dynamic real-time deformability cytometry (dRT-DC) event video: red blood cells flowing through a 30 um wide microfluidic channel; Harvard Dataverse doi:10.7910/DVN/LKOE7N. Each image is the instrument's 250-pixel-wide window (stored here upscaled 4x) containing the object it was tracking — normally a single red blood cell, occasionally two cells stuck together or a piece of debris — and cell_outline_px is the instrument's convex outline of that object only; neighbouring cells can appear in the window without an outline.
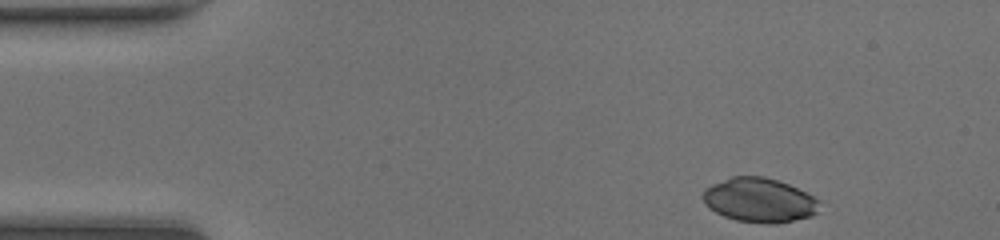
{"species": "common noctule bat (a hibernating species)", "species_latin": "Nyctalus noctula", "temperature_condition": "room temperature", "stored_images_in_passage": 43, "camera_frame_rate_fps": 3000, "um_per_image_px": 0.085, "animal": {"sex": "female", "body_mass_g": 20.0, "forearm_length_mm": 54.0}, "frame": {"image": 1, "passage_image": 1, "time_ms": 0.0, "image_size_px": [1000, 240], "cell_outline_px": [[820, 212], [812, 216], [776, 224], [768, 224], [736, 220], [724, 216], [708, 208], [704, 204], [700, 196], [704, 188], [712, 184], [732, 176], [764, 176], [780, 180], [812, 196], [816, 200]], "centroid_in_image_um": [64.49, 17.01], "position_along_channel_um": 20.5, "area_um2": 30.29}}
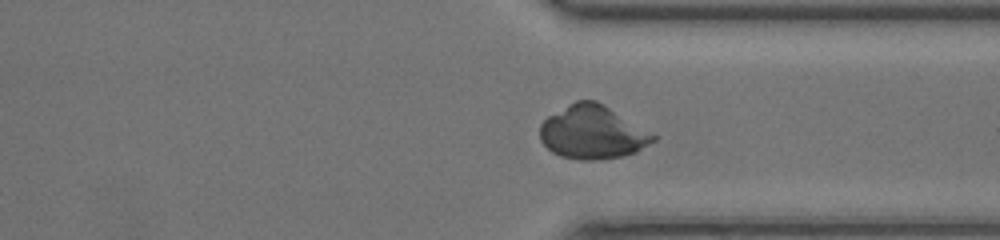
{"frame": {"image": 2, "passage_image": 31, "time_ms": 10.0, "image_size_px": [1000, 240], "cell_outline_px": [[656, 140], [636, 152], [624, 156], [596, 160], [580, 160], [560, 156], [552, 152], [540, 140], [540, 124], [548, 116], [568, 104], [576, 100], [596, 100], [604, 104], [656, 136]], "centroid_in_image_um": [50.34, 11.25], "position_along_channel_um": 361.1, "area_um2": 35.14}}
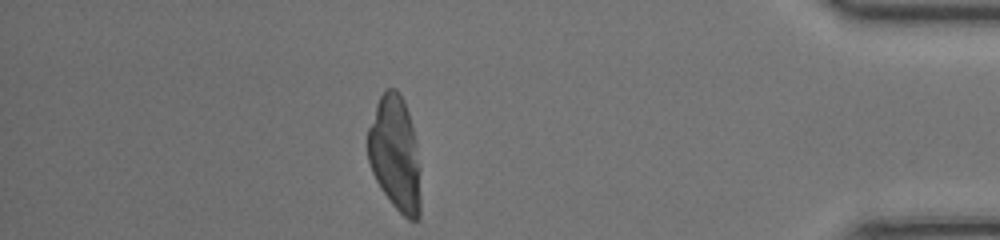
{"frame": {"image": 3, "passage_image": 37, "time_ms": 12.0, "image_size_px": [1000, 240], "cell_outline_px": [[420, 216], [416, 220], [408, 220], [392, 204], [380, 188], [372, 172], [368, 160], [368, 128], [376, 104], [380, 96], [388, 88], [396, 88], [400, 92], [404, 100], [408, 112], [412, 128], [420, 168]], "centroid_in_image_um": [33.58, 13.08], "position_along_channel_um": 401.6, "area_um2": 35.26}}